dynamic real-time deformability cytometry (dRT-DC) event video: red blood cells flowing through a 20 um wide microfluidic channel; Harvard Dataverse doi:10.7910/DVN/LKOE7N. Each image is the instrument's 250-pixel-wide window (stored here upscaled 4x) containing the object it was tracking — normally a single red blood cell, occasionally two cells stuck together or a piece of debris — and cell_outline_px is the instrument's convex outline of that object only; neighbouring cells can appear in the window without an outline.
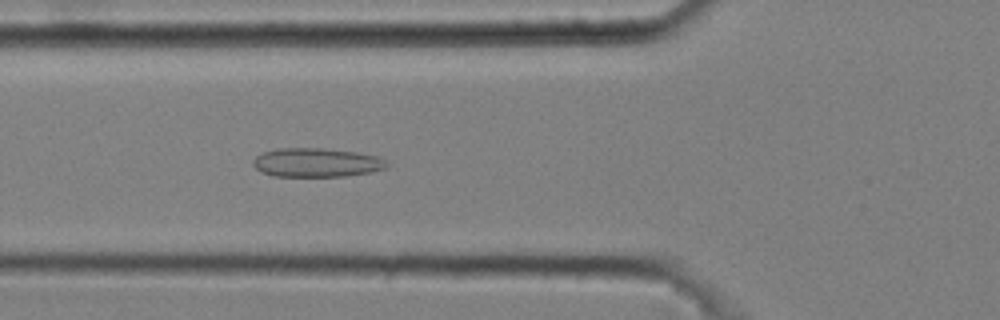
{"species": "common noctule bat (a hibernating species)", "species_latin": "Nyctalus noctula", "temperature_condition": "cold", "stored_images_in_passage": 4, "camera_frame_rate_fps": 3000, "um_per_image_px": 0.085, "animal": {"sex": "male", "body_mass_g": 20.4}, "frame": {"image": 1, "passage_image": 4, "time_ms": 1.0, "image_size_px": [1000, 320], "cell_outline_px": [[388, 164], [384, 168], [368, 172], [344, 176], [272, 176], [260, 172], [252, 164], [252, 160], [256, 156], [264, 152], [276, 148], [324, 148], [356, 152], [376, 156], [384, 160]], "centroid_in_image_um": [26.83, 13.81], "position_along_channel_um": 99.0, "area_um2": 22.43}}